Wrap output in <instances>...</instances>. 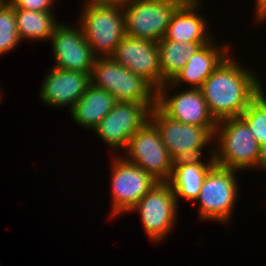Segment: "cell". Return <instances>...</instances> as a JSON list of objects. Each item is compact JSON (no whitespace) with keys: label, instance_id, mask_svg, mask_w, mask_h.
<instances>
[{"label":"cell","instance_id":"cell-1","mask_svg":"<svg viewBox=\"0 0 266 266\" xmlns=\"http://www.w3.org/2000/svg\"><path fill=\"white\" fill-rule=\"evenodd\" d=\"M229 55L200 88L213 118L218 122L240 117L263 89L255 71L242 67Z\"/></svg>","mask_w":266,"mask_h":266},{"label":"cell","instance_id":"cell-21","mask_svg":"<svg viewBox=\"0 0 266 266\" xmlns=\"http://www.w3.org/2000/svg\"><path fill=\"white\" fill-rule=\"evenodd\" d=\"M17 33L22 42L25 40H50L60 22L54 18L53 12L15 9Z\"/></svg>","mask_w":266,"mask_h":266},{"label":"cell","instance_id":"cell-20","mask_svg":"<svg viewBox=\"0 0 266 266\" xmlns=\"http://www.w3.org/2000/svg\"><path fill=\"white\" fill-rule=\"evenodd\" d=\"M158 43L159 65L162 85L170 82L187 63L188 59L203 45L200 42H178L165 37Z\"/></svg>","mask_w":266,"mask_h":266},{"label":"cell","instance_id":"cell-25","mask_svg":"<svg viewBox=\"0 0 266 266\" xmlns=\"http://www.w3.org/2000/svg\"><path fill=\"white\" fill-rule=\"evenodd\" d=\"M257 169L265 170L266 171V143L260 145V152L257 162Z\"/></svg>","mask_w":266,"mask_h":266},{"label":"cell","instance_id":"cell-26","mask_svg":"<svg viewBox=\"0 0 266 266\" xmlns=\"http://www.w3.org/2000/svg\"><path fill=\"white\" fill-rule=\"evenodd\" d=\"M89 4L123 6L128 0H86Z\"/></svg>","mask_w":266,"mask_h":266},{"label":"cell","instance_id":"cell-23","mask_svg":"<svg viewBox=\"0 0 266 266\" xmlns=\"http://www.w3.org/2000/svg\"><path fill=\"white\" fill-rule=\"evenodd\" d=\"M21 40L17 33L15 9L6 0L0 6V57L13 51Z\"/></svg>","mask_w":266,"mask_h":266},{"label":"cell","instance_id":"cell-13","mask_svg":"<svg viewBox=\"0 0 266 266\" xmlns=\"http://www.w3.org/2000/svg\"><path fill=\"white\" fill-rule=\"evenodd\" d=\"M54 68L91 74L96 56L87 43L81 26L59 23L50 37Z\"/></svg>","mask_w":266,"mask_h":266},{"label":"cell","instance_id":"cell-14","mask_svg":"<svg viewBox=\"0 0 266 266\" xmlns=\"http://www.w3.org/2000/svg\"><path fill=\"white\" fill-rule=\"evenodd\" d=\"M111 57L134 74L143 77L156 90L162 86L157 42L125 35Z\"/></svg>","mask_w":266,"mask_h":266},{"label":"cell","instance_id":"cell-27","mask_svg":"<svg viewBox=\"0 0 266 266\" xmlns=\"http://www.w3.org/2000/svg\"><path fill=\"white\" fill-rule=\"evenodd\" d=\"M255 2V15L257 16L265 7H266V0H254Z\"/></svg>","mask_w":266,"mask_h":266},{"label":"cell","instance_id":"cell-19","mask_svg":"<svg viewBox=\"0 0 266 266\" xmlns=\"http://www.w3.org/2000/svg\"><path fill=\"white\" fill-rule=\"evenodd\" d=\"M215 164H188L173 166L172 174L168 183L171 185L175 193V199L179 204V199L184 198L190 200L195 205V201L199 196L200 189L208 171Z\"/></svg>","mask_w":266,"mask_h":266},{"label":"cell","instance_id":"cell-16","mask_svg":"<svg viewBox=\"0 0 266 266\" xmlns=\"http://www.w3.org/2000/svg\"><path fill=\"white\" fill-rule=\"evenodd\" d=\"M230 45L217 46L214 40L198 49L183 66V68L170 81V90L183 83L192 89H200L205 80L217 67L231 54ZM230 50V51H229Z\"/></svg>","mask_w":266,"mask_h":266},{"label":"cell","instance_id":"cell-18","mask_svg":"<svg viewBox=\"0 0 266 266\" xmlns=\"http://www.w3.org/2000/svg\"><path fill=\"white\" fill-rule=\"evenodd\" d=\"M117 101L107 90L97 88L91 83L82 97L70 110L73 121L85 129H94L112 110Z\"/></svg>","mask_w":266,"mask_h":266},{"label":"cell","instance_id":"cell-3","mask_svg":"<svg viewBox=\"0 0 266 266\" xmlns=\"http://www.w3.org/2000/svg\"><path fill=\"white\" fill-rule=\"evenodd\" d=\"M213 141L218 144L215 142L213 149V158L217 166L241 172L256 169L260 144L241 117L218 121Z\"/></svg>","mask_w":266,"mask_h":266},{"label":"cell","instance_id":"cell-5","mask_svg":"<svg viewBox=\"0 0 266 266\" xmlns=\"http://www.w3.org/2000/svg\"><path fill=\"white\" fill-rule=\"evenodd\" d=\"M78 24L96 57H111L125 36L122 6L85 3Z\"/></svg>","mask_w":266,"mask_h":266},{"label":"cell","instance_id":"cell-12","mask_svg":"<svg viewBox=\"0 0 266 266\" xmlns=\"http://www.w3.org/2000/svg\"><path fill=\"white\" fill-rule=\"evenodd\" d=\"M156 106L169 118L207 128L214 135L217 121L211 115L200 89L189 87L171 96L170 82H166L157 90Z\"/></svg>","mask_w":266,"mask_h":266},{"label":"cell","instance_id":"cell-2","mask_svg":"<svg viewBox=\"0 0 266 266\" xmlns=\"http://www.w3.org/2000/svg\"><path fill=\"white\" fill-rule=\"evenodd\" d=\"M149 121L158 129L161 140L173 160V166L215 164L213 149L208 163L201 159L205 146L214 145V135L207 128L171 119L157 106L151 109Z\"/></svg>","mask_w":266,"mask_h":266},{"label":"cell","instance_id":"cell-15","mask_svg":"<svg viewBox=\"0 0 266 266\" xmlns=\"http://www.w3.org/2000/svg\"><path fill=\"white\" fill-rule=\"evenodd\" d=\"M48 72L39 89L41 100L51 107L68 106L71 110L90 84V74L54 67Z\"/></svg>","mask_w":266,"mask_h":266},{"label":"cell","instance_id":"cell-9","mask_svg":"<svg viewBox=\"0 0 266 266\" xmlns=\"http://www.w3.org/2000/svg\"><path fill=\"white\" fill-rule=\"evenodd\" d=\"M130 163L142 168L158 182H168L172 174L173 160L163 144L158 129L148 121L134 133L124 149Z\"/></svg>","mask_w":266,"mask_h":266},{"label":"cell","instance_id":"cell-10","mask_svg":"<svg viewBox=\"0 0 266 266\" xmlns=\"http://www.w3.org/2000/svg\"><path fill=\"white\" fill-rule=\"evenodd\" d=\"M111 167L112 217L129 210L158 182L137 165L119 156ZM114 162V163H113Z\"/></svg>","mask_w":266,"mask_h":266},{"label":"cell","instance_id":"cell-29","mask_svg":"<svg viewBox=\"0 0 266 266\" xmlns=\"http://www.w3.org/2000/svg\"><path fill=\"white\" fill-rule=\"evenodd\" d=\"M6 0H0V6H1V4L3 3V2H5Z\"/></svg>","mask_w":266,"mask_h":266},{"label":"cell","instance_id":"cell-8","mask_svg":"<svg viewBox=\"0 0 266 266\" xmlns=\"http://www.w3.org/2000/svg\"><path fill=\"white\" fill-rule=\"evenodd\" d=\"M177 201L168 182H157L130 210L138 212L141 224L150 241L159 243L175 227L177 222Z\"/></svg>","mask_w":266,"mask_h":266},{"label":"cell","instance_id":"cell-17","mask_svg":"<svg viewBox=\"0 0 266 266\" xmlns=\"http://www.w3.org/2000/svg\"><path fill=\"white\" fill-rule=\"evenodd\" d=\"M202 0H185L173 13L165 34L167 40L200 42L206 45L213 40L206 18L199 12ZM209 31V32H208ZM211 37V38H210Z\"/></svg>","mask_w":266,"mask_h":266},{"label":"cell","instance_id":"cell-28","mask_svg":"<svg viewBox=\"0 0 266 266\" xmlns=\"http://www.w3.org/2000/svg\"><path fill=\"white\" fill-rule=\"evenodd\" d=\"M256 17V22L262 23L263 21L266 20V7L257 15Z\"/></svg>","mask_w":266,"mask_h":266},{"label":"cell","instance_id":"cell-11","mask_svg":"<svg viewBox=\"0 0 266 266\" xmlns=\"http://www.w3.org/2000/svg\"><path fill=\"white\" fill-rule=\"evenodd\" d=\"M150 111L146 104L116 102L93 131L109 148L122 151L134 133L149 121Z\"/></svg>","mask_w":266,"mask_h":266},{"label":"cell","instance_id":"cell-22","mask_svg":"<svg viewBox=\"0 0 266 266\" xmlns=\"http://www.w3.org/2000/svg\"><path fill=\"white\" fill-rule=\"evenodd\" d=\"M263 89L240 116L249 126L259 144L266 143V96Z\"/></svg>","mask_w":266,"mask_h":266},{"label":"cell","instance_id":"cell-6","mask_svg":"<svg viewBox=\"0 0 266 266\" xmlns=\"http://www.w3.org/2000/svg\"><path fill=\"white\" fill-rule=\"evenodd\" d=\"M185 0H128L123 6L125 35L159 42Z\"/></svg>","mask_w":266,"mask_h":266},{"label":"cell","instance_id":"cell-4","mask_svg":"<svg viewBox=\"0 0 266 266\" xmlns=\"http://www.w3.org/2000/svg\"><path fill=\"white\" fill-rule=\"evenodd\" d=\"M90 83L109 91L117 102L156 106L157 90L143 77L134 74L112 57H97L90 74Z\"/></svg>","mask_w":266,"mask_h":266},{"label":"cell","instance_id":"cell-24","mask_svg":"<svg viewBox=\"0 0 266 266\" xmlns=\"http://www.w3.org/2000/svg\"><path fill=\"white\" fill-rule=\"evenodd\" d=\"M14 9L53 12L51 8L56 0H8Z\"/></svg>","mask_w":266,"mask_h":266},{"label":"cell","instance_id":"cell-7","mask_svg":"<svg viewBox=\"0 0 266 266\" xmlns=\"http://www.w3.org/2000/svg\"><path fill=\"white\" fill-rule=\"evenodd\" d=\"M234 169L216 164L208 171L196 202L199 201V220L230 223L238 196V180Z\"/></svg>","mask_w":266,"mask_h":266}]
</instances>
